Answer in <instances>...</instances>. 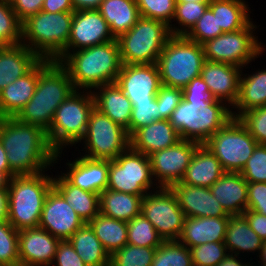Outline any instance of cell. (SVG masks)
<instances>
[{
	"instance_id": "cell-57",
	"label": "cell",
	"mask_w": 266,
	"mask_h": 266,
	"mask_svg": "<svg viewBox=\"0 0 266 266\" xmlns=\"http://www.w3.org/2000/svg\"><path fill=\"white\" fill-rule=\"evenodd\" d=\"M8 220V187H0V221Z\"/></svg>"
},
{
	"instance_id": "cell-43",
	"label": "cell",
	"mask_w": 266,
	"mask_h": 266,
	"mask_svg": "<svg viewBox=\"0 0 266 266\" xmlns=\"http://www.w3.org/2000/svg\"><path fill=\"white\" fill-rule=\"evenodd\" d=\"M18 232L8 220L0 221V266H20Z\"/></svg>"
},
{
	"instance_id": "cell-11",
	"label": "cell",
	"mask_w": 266,
	"mask_h": 266,
	"mask_svg": "<svg viewBox=\"0 0 266 266\" xmlns=\"http://www.w3.org/2000/svg\"><path fill=\"white\" fill-rule=\"evenodd\" d=\"M258 142L238 118H231L204 145L220 161L225 172H241Z\"/></svg>"
},
{
	"instance_id": "cell-49",
	"label": "cell",
	"mask_w": 266,
	"mask_h": 266,
	"mask_svg": "<svg viewBox=\"0 0 266 266\" xmlns=\"http://www.w3.org/2000/svg\"><path fill=\"white\" fill-rule=\"evenodd\" d=\"M240 173L247 182L266 183V145H256Z\"/></svg>"
},
{
	"instance_id": "cell-17",
	"label": "cell",
	"mask_w": 266,
	"mask_h": 266,
	"mask_svg": "<svg viewBox=\"0 0 266 266\" xmlns=\"http://www.w3.org/2000/svg\"><path fill=\"white\" fill-rule=\"evenodd\" d=\"M115 83L132 105L135 102L153 101L161 86L156 63L123 64Z\"/></svg>"
},
{
	"instance_id": "cell-30",
	"label": "cell",
	"mask_w": 266,
	"mask_h": 266,
	"mask_svg": "<svg viewBox=\"0 0 266 266\" xmlns=\"http://www.w3.org/2000/svg\"><path fill=\"white\" fill-rule=\"evenodd\" d=\"M53 187L85 223L93 220L100 213L98 193L74 186L62 174L53 178Z\"/></svg>"
},
{
	"instance_id": "cell-59",
	"label": "cell",
	"mask_w": 266,
	"mask_h": 266,
	"mask_svg": "<svg viewBox=\"0 0 266 266\" xmlns=\"http://www.w3.org/2000/svg\"><path fill=\"white\" fill-rule=\"evenodd\" d=\"M237 254L229 253L223 260H221L216 266H251L250 261L244 263L243 260H239ZM243 262V263H242Z\"/></svg>"
},
{
	"instance_id": "cell-46",
	"label": "cell",
	"mask_w": 266,
	"mask_h": 266,
	"mask_svg": "<svg viewBox=\"0 0 266 266\" xmlns=\"http://www.w3.org/2000/svg\"><path fill=\"white\" fill-rule=\"evenodd\" d=\"M189 249L193 264L198 266H216L229 254L224 242H208Z\"/></svg>"
},
{
	"instance_id": "cell-32",
	"label": "cell",
	"mask_w": 266,
	"mask_h": 266,
	"mask_svg": "<svg viewBox=\"0 0 266 266\" xmlns=\"http://www.w3.org/2000/svg\"><path fill=\"white\" fill-rule=\"evenodd\" d=\"M243 75L242 72L238 100L233 107L237 112L231 111L233 118L250 109L266 106V69Z\"/></svg>"
},
{
	"instance_id": "cell-60",
	"label": "cell",
	"mask_w": 266,
	"mask_h": 266,
	"mask_svg": "<svg viewBox=\"0 0 266 266\" xmlns=\"http://www.w3.org/2000/svg\"><path fill=\"white\" fill-rule=\"evenodd\" d=\"M0 172H3L9 179L15 176L8 165L7 152L4 150L0 142Z\"/></svg>"
},
{
	"instance_id": "cell-9",
	"label": "cell",
	"mask_w": 266,
	"mask_h": 266,
	"mask_svg": "<svg viewBox=\"0 0 266 266\" xmlns=\"http://www.w3.org/2000/svg\"><path fill=\"white\" fill-rule=\"evenodd\" d=\"M170 36L164 22L141 16L128 32L117 38L122 64L156 63Z\"/></svg>"
},
{
	"instance_id": "cell-47",
	"label": "cell",
	"mask_w": 266,
	"mask_h": 266,
	"mask_svg": "<svg viewBox=\"0 0 266 266\" xmlns=\"http://www.w3.org/2000/svg\"><path fill=\"white\" fill-rule=\"evenodd\" d=\"M220 34H223V32L222 29L218 27L216 15H214L212 10L208 7L205 13L185 36L189 40L202 45L206 41L218 37Z\"/></svg>"
},
{
	"instance_id": "cell-52",
	"label": "cell",
	"mask_w": 266,
	"mask_h": 266,
	"mask_svg": "<svg viewBox=\"0 0 266 266\" xmlns=\"http://www.w3.org/2000/svg\"><path fill=\"white\" fill-rule=\"evenodd\" d=\"M54 261L57 266H87L68 240L58 243Z\"/></svg>"
},
{
	"instance_id": "cell-34",
	"label": "cell",
	"mask_w": 266,
	"mask_h": 266,
	"mask_svg": "<svg viewBox=\"0 0 266 266\" xmlns=\"http://www.w3.org/2000/svg\"><path fill=\"white\" fill-rule=\"evenodd\" d=\"M224 244L231 254L260 252L263 240L251 229L243 215L229 216Z\"/></svg>"
},
{
	"instance_id": "cell-53",
	"label": "cell",
	"mask_w": 266,
	"mask_h": 266,
	"mask_svg": "<svg viewBox=\"0 0 266 266\" xmlns=\"http://www.w3.org/2000/svg\"><path fill=\"white\" fill-rule=\"evenodd\" d=\"M183 99H197L207 102H215L216 98L209 91L208 85L202 79L201 76L192 79L189 84L182 89Z\"/></svg>"
},
{
	"instance_id": "cell-50",
	"label": "cell",
	"mask_w": 266,
	"mask_h": 266,
	"mask_svg": "<svg viewBox=\"0 0 266 266\" xmlns=\"http://www.w3.org/2000/svg\"><path fill=\"white\" fill-rule=\"evenodd\" d=\"M182 99V89L161 85L156 94L157 104L161 113V120H169L173 111Z\"/></svg>"
},
{
	"instance_id": "cell-54",
	"label": "cell",
	"mask_w": 266,
	"mask_h": 266,
	"mask_svg": "<svg viewBox=\"0 0 266 266\" xmlns=\"http://www.w3.org/2000/svg\"><path fill=\"white\" fill-rule=\"evenodd\" d=\"M12 10L18 19L23 22L28 17L42 11L44 0H9Z\"/></svg>"
},
{
	"instance_id": "cell-39",
	"label": "cell",
	"mask_w": 266,
	"mask_h": 266,
	"mask_svg": "<svg viewBox=\"0 0 266 266\" xmlns=\"http://www.w3.org/2000/svg\"><path fill=\"white\" fill-rule=\"evenodd\" d=\"M151 266H193L190 249L178 240L157 247Z\"/></svg>"
},
{
	"instance_id": "cell-48",
	"label": "cell",
	"mask_w": 266,
	"mask_h": 266,
	"mask_svg": "<svg viewBox=\"0 0 266 266\" xmlns=\"http://www.w3.org/2000/svg\"><path fill=\"white\" fill-rule=\"evenodd\" d=\"M238 119L258 144L266 145V106L245 111Z\"/></svg>"
},
{
	"instance_id": "cell-14",
	"label": "cell",
	"mask_w": 266,
	"mask_h": 266,
	"mask_svg": "<svg viewBox=\"0 0 266 266\" xmlns=\"http://www.w3.org/2000/svg\"><path fill=\"white\" fill-rule=\"evenodd\" d=\"M141 214L155 227L164 241L178 240L185 215L171 188L159 187L147 193L141 203Z\"/></svg>"
},
{
	"instance_id": "cell-45",
	"label": "cell",
	"mask_w": 266,
	"mask_h": 266,
	"mask_svg": "<svg viewBox=\"0 0 266 266\" xmlns=\"http://www.w3.org/2000/svg\"><path fill=\"white\" fill-rule=\"evenodd\" d=\"M159 120H161V113L156 98L153 101L135 102L132 105L129 137L136 130Z\"/></svg>"
},
{
	"instance_id": "cell-27",
	"label": "cell",
	"mask_w": 266,
	"mask_h": 266,
	"mask_svg": "<svg viewBox=\"0 0 266 266\" xmlns=\"http://www.w3.org/2000/svg\"><path fill=\"white\" fill-rule=\"evenodd\" d=\"M95 91L92 90L95 108L108 116L113 122L123 126L129 135L132 112V104L129 98L116 83L98 86Z\"/></svg>"
},
{
	"instance_id": "cell-38",
	"label": "cell",
	"mask_w": 266,
	"mask_h": 266,
	"mask_svg": "<svg viewBox=\"0 0 266 266\" xmlns=\"http://www.w3.org/2000/svg\"><path fill=\"white\" fill-rule=\"evenodd\" d=\"M128 244L139 247H159L164 240L153 224L141 213L127 222Z\"/></svg>"
},
{
	"instance_id": "cell-20",
	"label": "cell",
	"mask_w": 266,
	"mask_h": 266,
	"mask_svg": "<svg viewBox=\"0 0 266 266\" xmlns=\"http://www.w3.org/2000/svg\"><path fill=\"white\" fill-rule=\"evenodd\" d=\"M243 68L229 63L205 61L200 76L208 85L216 100L234 107L239 96L240 77ZM230 104V105H229Z\"/></svg>"
},
{
	"instance_id": "cell-61",
	"label": "cell",
	"mask_w": 266,
	"mask_h": 266,
	"mask_svg": "<svg viewBox=\"0 0 266 266\" xmlns=\"http://www.w3.org/2000/svg\"><path fill=\"white\" fill-rule=\"evenodd\" d=\"M259 258L261 261H258L259 263L266 264V240H263V244L260 248V252L258 253Z\"/></svg>"
},
{
	"instance_id": "cell-33",
	"label": "cell",
	"mask_w": 266,
	"mask_h": 266,
	"mask_svg": "<svg viewBox=\"0 0 266 266\" xmlns=\"http://www.w3.org/2000/svg\"><path fill=\"white\" fill-rule=\"evenodd\" d=\"M142 199L140 195L105 189L99 194L100 213L128 222L141 213Z\"/></svg>"
},
{
	"instance_id": "cell-7",
	"label": "cell",
	"mask_w": 266,
	"mask_h": 266,
	"mask_svg": "<svg viewBox=\"0 0 266 266\" xmlns=\"http://www.w3.org/2000/svg\"><path fill=\"white\" fill-rule=\"evenodd\" d=\"M205 61L202 45L185 35H171L156 62L161 85L184 89L200 76Z\"/></svg>"
},
{
	"instance_id": "cell-12",
	"label": "cell",
	"mask_w": 266,
	"mask_h": 266,
	"mask_svg": "<svg viewBox=\"0 0 266 266\" xmlns=\"http://www.w3.org/2000/svg\"><path fill=\"white\" fill-rule=\"evenodd\" d=\"M256 28L257 26L251 21L243 29L223 33L206 41L202 44L205 59L211 62L229 63L240 68L246 67L265 49L261 41L259 42L258 36L254 35Z\"/></svg>"
},
{
	"instance_id": "cell-35",
	"label": "cell",
	"mask_w": 266,
	"mask_h": 266,
	"mask_svg": "<svg viewBox=\"0 0 266 266\" xmlns=\"http://www.w3.org/2000/svg\"><path fill=\"white\" fill-rule=\"evenodd\" d=\"M74 250L87 266H109L110 255L86 223L68 239Z\"/></svg>"
},
{
	"instance_id": "cell-63",
	"label": "cell",
	"mask_w": 266,
	"mask_h": 266,
	"mask_svg": "<svg viewBox=\"0 0 266 266\" xmlns=\"http://www.w3.org/2000/svg\"><path fill=\"white\" fill-rule=\"evenodd\" d=\"M210 0H176V2H209Z\"/></svg>"
},
{
	"instance_id": "cell-56",
	"label": "cell",
	"mask_w": 266,
	"mask_h": 266,
	"mask_svg": "<svg viewBox=\"0 0 266 266\" xmlns=\"http://www.w3.org/2000/svg\"><path fill=\"white\" fill-rule=\"evenodd\" d=\"M42 11L49 13L74 12L72 0H44Z\"/></svg>"
},
{
	"instance_id": "cell-40",
	"label": "cell",
	"mask_w": 266,
	"mask_h": 266,
	"mask_svg": "<svg viewBox=\"0 0 266 266\" xmlns=\"http://www.w3.org/2000/svg\"><path fill=\"white\" fill-rule=\"evenodd\" d=\"M208 7L209 2H176L173 21L176 19L180 27L170 24L171 35H186Z\"/></svg>"
},
{
	"instance_id": "cell-41",
	"label": "cell",
	"mask_w": 266,
	"mask_h": 266,
	"mask_svg": "<svg viewBox=\"0 0 266 266\" xmlns=\"http://www.w3.org/2000/svg\"><path fill=\"white\" fill-rule=\"evenodd\" d=\"M22 44V22L9 0H0V47Z\"/></svg>"
},
{
	"instance_id": "cell-28",
	"label": "cell",
	"mask_w": 266,
	"mask_h": 266,
	"mask_svg": "<svg viewBox=\"0 0 266 266\" xmlns=\"http://www.w3.org/2000/svg\"><path fill=\"white\" fill-rule=\"evenodd\" d=\"M225 173L220 161L204 145H199L187 167L183 184L210 188Z\"/></svg>"
},
{
	"instance_id": "cell-37",
	"label": "cell",
	"mask_w": 266,
	"mask_h": 266,
	"mask_svg": "<svg viewBox=\"0 0 266 266\" xmlns=\"http://www.w3.org/2000/svg\"><path fill=\"white\" fill-rule=\"evenodd\" d=\"M87 224L92 228L109 255L128 243L126 221L113 219L99 213Z\"/></svg>"
},
{
	"instance_id": "cell-10",
	"label": "cell",
	"mask_w": 266,
	"mask_h": 266,
	"mask_svg": "<svg viewBox=\"0 0 266 266\" xmlns=\"http://www.w3.org/2000/svg\"><path fill=\"white\" fill-rule=\"evenodd\" d=\"M153 180L149 157L130 147L109 160L107 189L144 197L159 188Z\"/></svg>"
},
{
	"instance_id": "cell-3",
	"label": "cell",
	"mask_w": 266,
	"mask_h": 266,
	"mask_svg": "<svg viewBox=\"0 0 266 266\" xmlns=\"http://www.w3.org/2000/svg\"><path fill=\"white\" fill-rule=\"evenodd\" d=\"M76 89L66 69L55 60L38 62V82L30 101L15 116L19 121L36 125L47 131L56 109Z\"/></svg>"
},
{
	"instance_id": "cell-15",
	"label": "cell",
	"mask_w": 266,
	"mask_h": 266,
	"mask_svg": "<svg viewBox=\"0 0 266 266\" xmlns=\"http://www.w3.org/2000/svg\"><path fill=\"white\" fill-rule=\"evenodd\" d=\"M199 145L197 142L181 139L174 146L149 155L153 178L157 186L170 188L179 183Z\"/></svg>"
},
{
	"instance_id": "cell-31",
	"label": "cell",
	"mask_w": 266,
	"mask_h": 266,
	"mask_svg": "<svg viewBox=\"0 0 266 266\" xmlns=\"http://www.w3.org/2000/svg\"><path fill=\"white\" fill-rule=\"evenodd\" d=\"M97 10L116 39L128 32L141 17L136 0H103Z\"/></svg>"
},
{
	"instance_id": "cell-29",
	"label": "cell",
	"mask_w": 266,
	"mask_h": 266,
	"mask_svg": "<svg viewBox=\"0 0 266 266\" xmlns=\"http://www.w3.org/2000/svg\"><path fill=\"white\" fill-rule=\"evenodd\" d=\"M38 82V63L0 91V118L15 117L32 98Z\"/></svg>"
},
{
	"instance_id": "cell-55",
	"label": "cell",
	"mask_w": 266,
	"mask_h": 266,
	"mask_svg": "<svg viewBox=\"0 0 266 266\" xmlns=\"http://www.w3.org/2000/svg\"><path fill=\"white\" fill-rule=\"evenodd\" d=\"M249 226L262 240H266V215H262L252 210H246L242 214Z\"/></svg>"
},
{
	"instance_id": "cell-58",
	"label": "cell",
	"mask_w": 266,
	"mask_h": 266,
	"mask_svg": "<svg viewBox=\"0 0 266 266\" xmlns=\"http://www.w3.org/2000/svg\"><path fill=\"white\" fill-rule=\"evenodd\" d=\"M103 0H72L75 11L98 9Z\"/></svg>"
},
{
	"instance_id": "cell-8",
	"label": "cell",
	"mask_w": 266,
	"mask_h": 266,
	"mask_svg": "<svg viewBox=\"0 0 266 266\" xmlns=\"http://www.w3.org/2000/svg\"><path fill=\"white\" fill-rule=\"evenodd\" d=\"M94 107L92 91L75 90L56 109L53 121L46 131L48 141L56 151L55 160L61 158L64 147L82 142Z\"/></svg>"
},
{
	"instance_id": "cell-19",
	"label": "cell",
	"mask_w": 266,
	"mask_h": 266,
	"mask_svg": "<svg viewBox=\"0 0 266 266\" xmlns=\"http://www.w3.org/2000/svg\"><path fill=\"white\" fill-rule=\"evenodd\" d=\"M60 240L41 228L18 232L20 266H51Z\"/></svg>"
},
{
	"instance_id": "cell-26",
	"label": "cell",
	"mask_w": 266,
	"mask_h": 266,
	"mask_svg": "<svg viewBox=\"0 0 266 266\" xmlns=\"http://www.w3.org/2000/svg\"><path fill=\"white\" fill-rule=\"evenodd\" d=\"M40 60L23 44L0 47V91L27 74Z\"/></svg>"
},
{
	"instance_id": "cell-2",
	"label": "cell",
	"mask_w": 266,
	"mask_h": 266,
	"mask_svg": "<svg viewBox=\"0 0 266 266\" xmlns=\"http://www.w3.org/2000/svg\"><path fill=\"white\" fill-rule=\"evenodd\" d=\"M68 72L76 90H90L115 83L122 68L117 39L77 51H67L57 60Z\"/></svg>"
},
{
	"instance_id": "cell-25",
	"label": "cell",
	"mask_w": 266,
	"mask_h": 266,
	"mask_svg": "<svg viewBox=\"0 0 266 266\" xmlns=\"http://www.w3.org/2000/svg\"><path fill=\"white\" fill-rule=\"evenodd\" d=\"M180 140L177 130L169 120H159L136 130L130 136V148L149 156L174 146Z\"/></svg>"
},
{
	"instance_id": "cell-16",
	"label": "cell",
	"mask_w": 266,
	"mask_h": 266,
	"mask_svg": "<svg viewBox=\"0 0 266 266\" xmlns=\"http://www.w3.org/2000/svg\"><path fill=\"white\" fill-rule=\"evenodd\" d=\"M85 224L65 198L52 187L44 201L39 228L64 241Z\"/></svg>"
},
{
	"instance_id": "cell-62",
	"label": "cell",
	"mask_w": 266,
	"mask_h": 266,
	"mask_svg": "<svg viewBox=\"0 0 266 266\" xmlns=\"http://www.w3.org/2000/svg\"><path fill=\"white\" fill-rule=\"evenodd\" d=\"M9 178L3 173L0 172V187H8Z\"/></svg>"
},
{
	"instance_id": "cell-5",
	"label": "cell",
	"mask_w": 266,
	"mask_h": 266,
	"mask_svg": "<svg viewBox=\"0 0 266 266\" xmlns=\"http://www.w3.org/2000/svg\"><path fill=\"white\" fill-rule=\"evenodd\" d=\"M232 110L219 100L182 99L169 121L180 139L202 145L232 118Z\"/></svg>"
},
{
	"instance_id": "cell-1",
	"label": "cell",
	"mask_w": 266,
	"mask_h": 266,
	"mask_svg": "<svg viewBox=\"0 0 266 266\" xmlns=\"http://www.w3.org/2000/svg\"><path fill=\"white\" fill-rule=\"evenodd\" d=\"M0 142L15 176L39 174L57 163L46 131L16 117L0 118Z\"/></svg>"
},
{
	"instance_id": "cell-44",
	"label": "cell",
	"mask_w": 266,
	"mask_h": 266,
	"mask_svg": "<svg viewBox=\"0 0 266 266\" xmlns=\"http://www.w3.org/2000/svg\"><path fill=\"white\" fill-rule=\"evenodd\" d=\"M140 15L169 26L175 14L176 0H136Z\"/></svg>"
},
{
	"instance_id": "cell-18",
	"label": "cell",
	"mask_w": 266,
	"mask_h": 266,
	"mask_svg": "<svg viewBox=\"0 0 266 266\" xmlns=\"http://www.w3.org/2000/svg\"><path fill=\"white\" fill-rule=\"evenodd\" d=\"M116 40L110 26L97 9L73 12L67 51H77Z\"/></svg>"
},
{
	"instance_id": "cell-21",
	"label": "cell",
	"mask_w": 266,
	"mask_h": 266,
	"mask_svg": "<svg viewBox=\"0 0 266 266\" xmlns=\"http://www.w3.org/2000/svg\"><path fill=\"white\" fill-rule=\"evenodd\" d=\"M170 188L176 195L185 217L230 216L208 187L190 186L179 182Z\"/></svg>"
},
{
	"instance_id": "cell-36",
	"label": "cell",
	"mask_w": 266,
	"mask_h": 266,
	"mask_svg": "<svg viewBox=\"0 0 266 266\" xmlns=\"http://www.w3.org/2000/svg\"><path fill=\"white\" fill-rule=\"evenodd\" d=\"M249 5L245 0H210L209 8L216 15L223 33L245 28L250 22Z\"/></svg>"
},
{
	"instance_id": "cell-24",
	"label": "cell",
	"mask_w": 266,
	"mask_h": 266,
	"mask_svg": "<svg viewBox=\"0 0 266 266\" xmlns=\"http://www.w3.org/2000/svg\"><path fill=\"white\" fill-rule=\"evenodd\" d=\"M229 216L185 217L178 241L188 248L210 242H224Z\"/></svg>"
},
{
	"instance_id": "cell-13",
	"label": "cell",
	"mask_w": 266,
	"mask_h": 266,
	"mask_svg": "<svg viewBox=\"0 0 266 266\" xmlns=\"http://www.w3.org/2000/svg\"><path fill=\"white\" fill-rule=\"evenodd\" d=\"M81 140L87 153H83V156L90 159L115 160L130 147L127 130L95 107L90 114L85 136Z\"/></svg>"
},
{
	"instance_id": "cell-22",
	"label": "cell",
	"mask_w": 266,
	"mask_h": 266,
	"mask_svg": "<svg viewBox=\"0 0 266 266\" xmlns=\"http://www.w3.org/2000/svg\"><path fill=\"white\" fill-rule=\"evenodd\" d=\"M66 164L69 170L61 174L74 186L98 194L107 189L109 160L90 159L80 155Z\"/></svg>"
},
{
	"instance_id": "cell-6",
	"label": "cell",
	"mask_w": 266,
	"mask_h": 266,
	"mask_svg": "<svg viewBox=\"0 0 266 266\" xmlns=\"http://www.w3.org/2000/svg\"><path fill=\"white\" fill-rule=\"evenodd\" d=\"M73 12L40 11L22 22V44L41 59L57 61L67 52Z\"/></svg>"
},
{
	"instance_id": "cell-42",
	"label": "cell",
	"mask_w": 266,
	"mask_h": 266,
	"mask_svg": "<svg viewBox=\"0 0 266 266\" xmlns=\"http://www.w3.org/2000/svg\"><path fill=\"white\" fill-rule=\"evenodd\" d=\"M156 249L127 243L110 255L109 266H151Z\"/></svg>"
},
{
	"instance_id": "cell-23",
	"label": "cell",
	"mask_w": 266,
	"mask_h": 266,
	"mask_svg": "<svg viewBox=\"0 0 266 266\" xmlns=\"http://www.w3.org/2000/svg\"><path fill=\"white\" fill-rule=\"evenodd\" d=\"M210 190L228 215H242L247 210L248 182L241 173L225 172Z\"/></svg>"
},
{
	"instance_id": "cell-4",
	"label": "cell",
	"mask_w": 266,
	"mask_h": 266,
	"mask_svg": "<svg viewBox=\"0 0 266 266\" xmlns=\"http://www.w3.org/2000/svg\"><path fill=\"white\" fill-rule=\"evenodd\" d=\"M53 177L42 172L13 176L8 183V222L17 230L38 228Z\"/></svg>"
},
{
	"instance_id": "cell-51",
	"label": "cell",
	"mask_w": 266,
	"mask_h": 266,
	"mask_svg": "<svg viewBox=\"0 0 266 266\" xmlns=\"http://www.w3.org/2000/svg\"><path fill=\"white\" fill-rule=\"evenodd\" d=\"M247 209L266 215L265 182H248Z\"/></svg>"
}]
</instances>
